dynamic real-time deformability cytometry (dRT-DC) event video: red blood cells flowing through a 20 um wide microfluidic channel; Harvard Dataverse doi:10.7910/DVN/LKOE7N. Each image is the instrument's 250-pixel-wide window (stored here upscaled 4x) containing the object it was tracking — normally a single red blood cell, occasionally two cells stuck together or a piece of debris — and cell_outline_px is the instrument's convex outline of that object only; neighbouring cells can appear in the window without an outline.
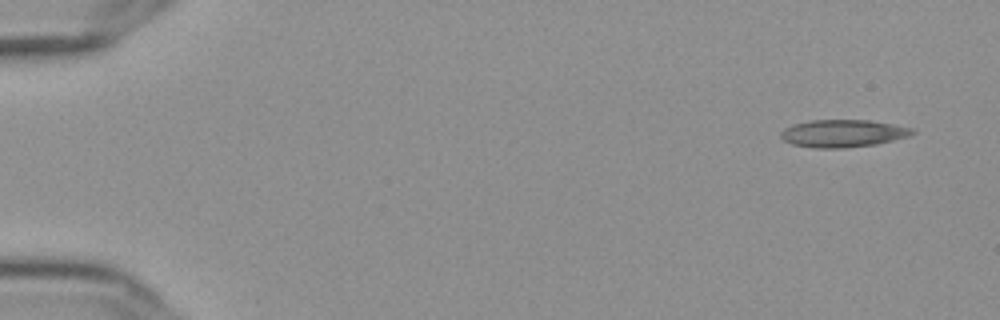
{"species": "Egyptian fruit bat (a non-hibernating species)", "species_latin": "Rousettus aegyptiacus", "temperature_condition": "cold", "stored_images_in_passage": 54, "camera_frame_rate_fps": 3000, "um_per_image_px": 0.085, "frame": {"image": 1, "passage_image": 1, "time_ms": 0.0, "image_size_px": [1000, 320], "cell_outline_px": [[916, 132], [908, 136], [876, 144], [840, 148], [816, 148], [792, 144], [784, 140], [780, 136], [780, 132], [784, 128], [796, 124], [812, 120], [868, 120], [892, 124], [912, 128]], "centroid_in_image_um": [71.64, 11.34], "position_along_channel_um": 13.4, "area_um2": 20.81}}
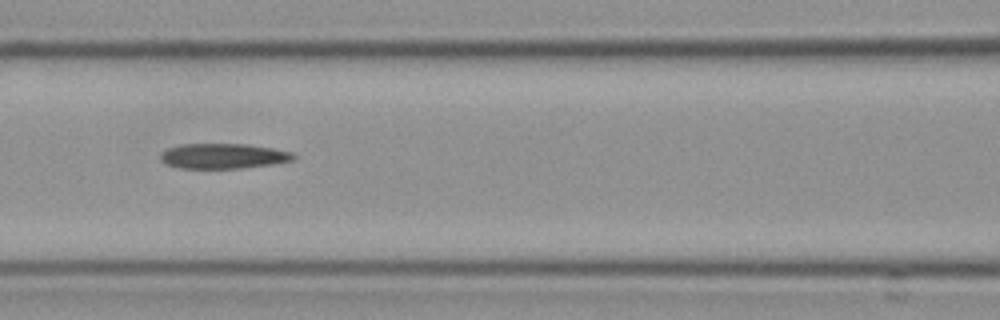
{"frame": {"image": 2, "passage_image": 23, "time_ms": 7.333, "image_size_px": [1000, 320], "cell_outline_px": [[296, 156], [292, 160], [272, 164], [240, 168], [180, 168], [168, 164], [160, 160], [160, 152], [168, 148], [180, 144], [248, 144], [272, 148], [292, 152]], "centroid_in_image_um": [18.95, 13.25], "position_along_channel_um": 147.6, "area_um2": 19.42}}
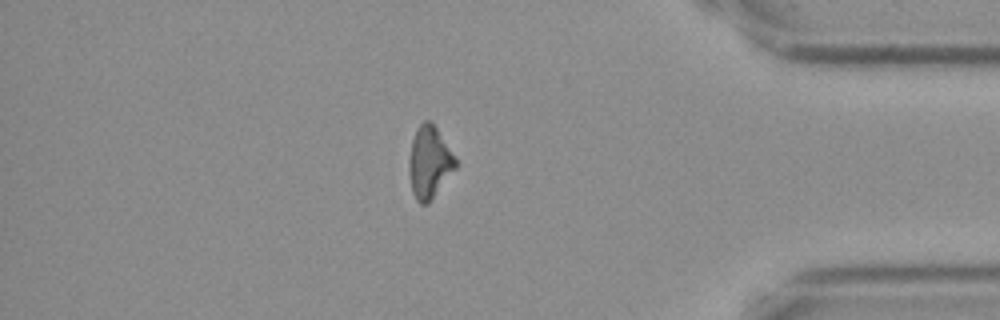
{"frame": {"image": 3, "passage_image": 46, "time_ms": 15.0, "image_size_px": [1000, 320], "cell_outline_px": [[456, 168], [428, 204], [420, 204], [416, 200], [412, 192], [408, 168], [408, 164], [412, 140], [416, 128], [424, 120], [428, 120], [436, 128], [456, 156]], "centroid_in_image_um": [36.49, 13.81], "position_along_channel_um": 398.7, "area_um2": 19.54}}